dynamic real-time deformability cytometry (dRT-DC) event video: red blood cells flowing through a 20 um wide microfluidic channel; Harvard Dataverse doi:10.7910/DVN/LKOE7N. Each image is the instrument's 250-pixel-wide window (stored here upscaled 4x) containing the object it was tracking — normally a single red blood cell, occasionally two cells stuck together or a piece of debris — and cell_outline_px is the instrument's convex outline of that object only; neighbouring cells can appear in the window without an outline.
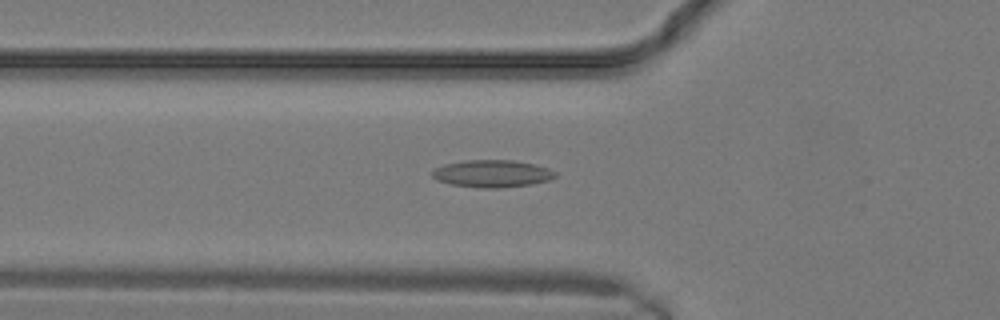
{"species": "common noctule bat (a hibernating species)", "species_latin": "Nyctalus noctula", "temperature_condition": "warm", "stored_images_in_passage": 7, "camera_frame_rate_fps": 3000, "um_per_image_px": 0.085, "animal": {"sex": "male", "body_mass_g": 19.2, "forearm_length_mm": 51.8}, "frame": {"image": 1, "passage_image": 5, "time_ms": 1.333, "image_size_px": [1000, 320], "cell_outline_px": [[556, 176], [548, 180], [532, 184], [500, 188], [480, 188], [448, 184], [436, 180], [432, 176], [432, 172], [436, 168], [444, 164], [464, 160], [512, 160], [536, 164], [548, 168], [556, 172]], "centroid_in_image_um": [41.82, 14.76], "position_along_channel_um": 84.0, "area_um2": 19.71}}
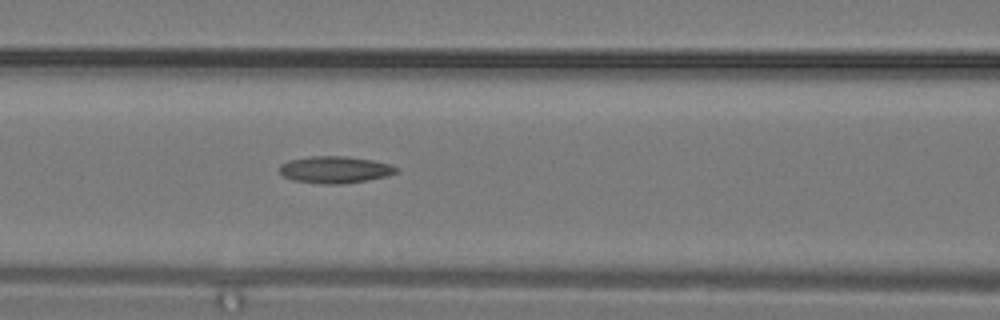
{"frame": {"image": 2, "passage_image": 7, "time_ms": 2.0, "image_size_px": [1000, 320], "cell_outline_px": [[400, 172], [388, 176], [368, 180], [340, 184], [324, 184], [292, 180], [284, 176], [280, 172], [280, 164], [288, 160], [308, 156], [344, 156], [372, 160], [388, 164], [400, 168]], "centroid_in_image_um": [28.49, 14.42], "position_along_channel_um": 138.1, "area_um2": 18.44}}